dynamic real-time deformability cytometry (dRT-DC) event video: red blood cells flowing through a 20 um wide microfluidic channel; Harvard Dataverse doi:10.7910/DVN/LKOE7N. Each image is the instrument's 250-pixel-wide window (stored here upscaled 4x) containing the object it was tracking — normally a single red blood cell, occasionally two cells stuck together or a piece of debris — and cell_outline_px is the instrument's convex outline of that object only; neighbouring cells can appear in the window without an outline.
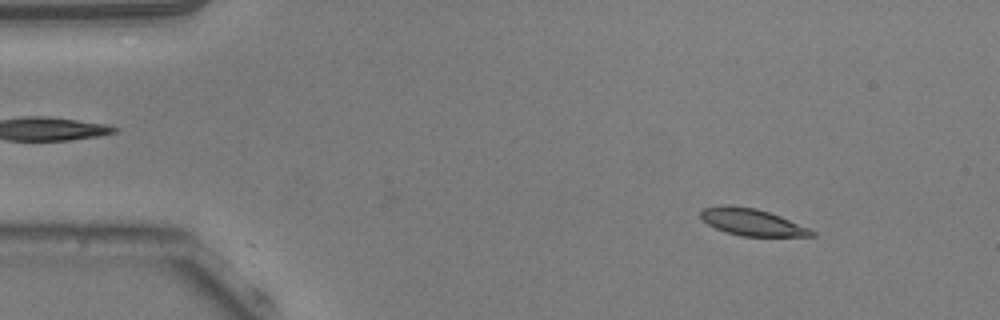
{"species": "common noctule bat (a hibernating species)", "species_latin": "Nyctalus noctula", "temperature_condition": "warm", "stored_images_in_passage": 40, "camera_frame_rate_fps": 3000, "um_per_image_px": 0.085, "animal": {"sex": "male", "body_mass_g": 20.5, "forearm_length_mm": 52.5}, "frame": {"image": 1, "passage_image": 4, "time_ms": 1.0, "image_size_px": [1000, 320], "cell_outline_px": [[816, 236], [740, 236], [716, 228], [708, 224], [700, 216], [700, 212], [704, 208], [724, 204], [728, 204], [756, 208], [780, 216], [808, 228], [816, 232]], "centroid_in_image_um": [63.91, 18.87], "position_along_channel_um": 21.1, "area_um2": 17.22}}
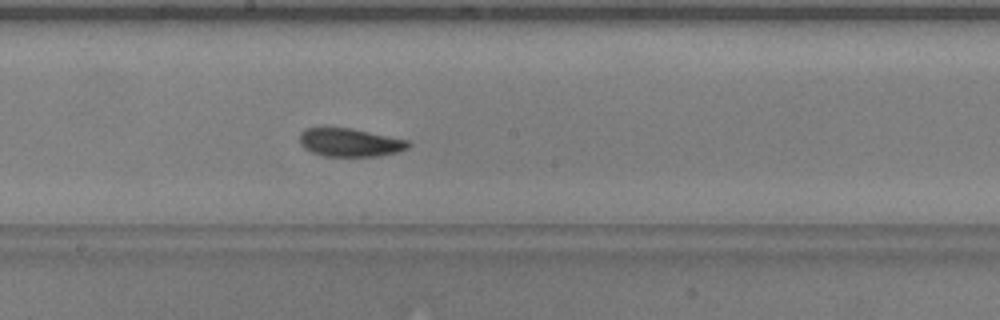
{"frame": {"image": 2, "passage_image": 26, "time_ms": 8.333, "image_size_px": [1000, 320], "cell_outline_px": [[412, 144], [408, 148], [396, 152], [380, 156], [324, 156], [312, 152], [304, 148], [300, 144], [300, 132], [304, 128], [324, 124], [352, 128], [408, 140]], "centroid_in_image_um": [29.67, 12.06], "position_along_channel_um": 218.5, "area_um2": 18.61}}
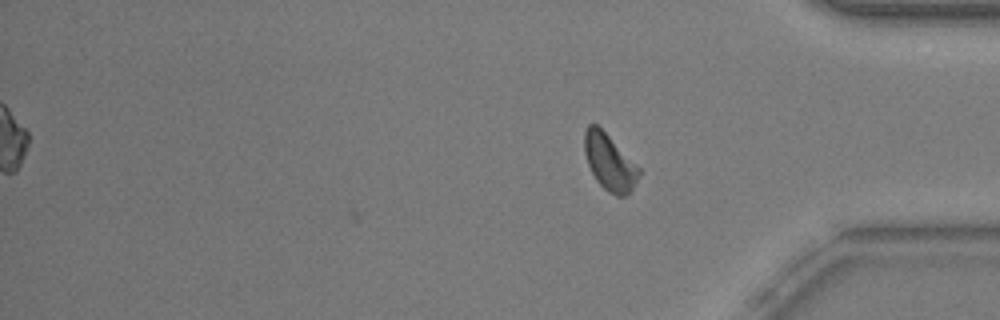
{"frame": {"image": 3, "passage_image": 40, "time_ms": 13.0, "image_size_px": [1000, 320], "cell_outline_px": [[640, 172], [632, 188], [624, 196], [616, 196], [608, 192], [596, 180], [588, 164], [584, 152], [584, 132], [588, 124], [596, 124], [640, 168]], "centroid_in_image_um": [51.78, 13.79], "position_along_channel_um": 383.4, "area_um2": 17.4}, "authors_computed_cell_mechanics": {"area_um2": 18.0625, "velocity_mm_per_s": 3.802, "shape_relaxation_time_tau1_ms": 1.8724, "shape_relaxation_time_tau2_ms": 4.2865, "deformation_change_tau1": 0.1076, "deformation_change_tau2": 0.0867}}